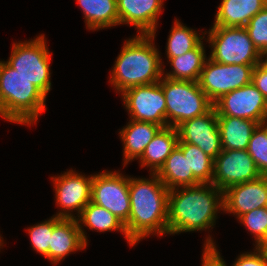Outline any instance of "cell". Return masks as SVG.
I'll return each instance as SVG.
<instances>
[{
    "instance_id": "1",
    "label": "cell",
    "mask_w": 267,
    "mask_h": 266,
    "mask_svg": "<svg viewBox=\"0 0 267 266\" xmlns=\"http://www.w3.org/2000/svg\"><path fill=\"white\" fill-rule=\"evenodd\" d=\"M169 190L167 234L213 228L217 212L223 211V191L213 184Z\"/></svg>"
},
{
    "instance_id": "2",
    "label": "cell",
    "mask_w": 267,
    "mask_h": 266,
    "mask_svg": "<svg viewBox=\"0 0 267 266\" xmlns=\"http://www.w3.org/2000/svg\"><path fill=\"white\" fill-rule=\"evenodd\" d=\"M150 174L152 179L129 177L131 210L125 228L135 244L150 234H167L169 189Z\"/></svg>"
},
{
    "instance_id": "3",
    "label": "cell",
    "mask_w": 267,
    "mask_h": 266,
    "mask_svg": "<svg viewBox=\"0 0 267 266\" xmlns=\"http://www.w3.org/2000/svg\"><path fill=\"white\" fill-rule=\"evenodd\" d=\"M154 39L151 34H137L123 44L109 80L116 91L123 93L129 88L161 80L164 67Z\"/></svg>"
},
{
    "instance_id": "4",
    "label": "cell",
    "mask_w": 267,
    "mask_h": 266,
    "mask_svg": "<svg viewBox=\"0 0 267 266\" xmlns=\"http://www.w3.org/2000/svg\"><path fill=\"white\" fill-rule=\"evenodd\" d=\"M46 95L6 62L0 61V116L30 125L45 111Z\"/></svg>"
},
{
    "instance_id": "5",
    "label": "cell",
    "mask_w": 267,
    "mask_h": 266,
    "mask_svg": "<svg viewBox=\"0 0 267 266\" xmlns=\"http://www.w3.org/2000/svg\"><path fill=\"white\" fill-rule=\"evenodd\" d=\"M161 87L166 99L167 126L176 128L182 122L201 116L213 107L198 82L172 80L162 76Z\"/></svg>"
},
{
    "instance_id": "6",
    "label": "cell",
    "mask_w": 267,
    "mask_h": 266,
    "mask_svg": "<svg viewBox=\"0 0 267 266\" xmlns=\"http://www.w3.org/2000/svg\"><path fill=\"white\" fill-rule=\"evenodd\" d=\"M205 33L212 49L209 58L214 62L257 65L264 60L245 27L212 26Z\"/></svg>"
},
{
    "instance_id": "7",
    "label": "cell",
    "mask_w": 267,
    "mask_h": 266,
    "mask_svg": "<svg viewBox=\"0 0 267 266\" xmlns=\"http://www.w3.org/2000/svg\"><path fill=\"white\" fill-rule=\"evenodd\" d=\"M46 42L44 34H41L31 41L13 43L6 63L47 96L51 89V53Z\"/></svg>"
},
{
    "instance_id": "8",
    "label": "cell",
    "mask_w": 267,
    "mask_h": 266,
    "mask_svg": "<svg viewBox=\"0 0 267 266\" xmlns=\"http://www.w3.org/2000/svg\"><path fill=\"white\" fill-rule=\"evenodd\" d=\"M254 67L255 65L222 64L207 58L198 83L214 103L224 94L252 83Z\"/></svg>"
},
{
    "instance_id": "9",
    "label": "cell",
    "mask_w": 267,
    "mask_h": 266,
    "mask_svg": "<svg viewBox=\"0 0 267 266\" xmlns=\"http://www.w3.org/2000/svg\"><path fill=\"white\" fill-rule=\"evenodd\" d=\"M91 202L104 207L126 224L131 210L129 177L118 171L93 175Z\"/></svg>"
},
{
    "instance_id": "10",
    "label": "cell",
    "mask_w": 267,
    "mask_h": 266,
    "mask_svg": "<svg viewBox=\"0 0 267 266\" xmlns=\"http://www.w3.org/2000/svg\"><path fill=\"white\" fill-rule=\"evenodd\" d=\"M121 97L130 118L167 127L166 99L159 82L125 90Z\"/></svg>"
},
{
    "instance_id": "11",
    "label": "cell",
    "mask_w": 267,
    "mask_h": 266,
    "mask_svg": "<svg viewBox=\"0 0 267 266\" xmlns=\"http://www.w3.org/2000/svg\"><path fill=\"white\" fill-rule=\"evenodd\" d=\"M217 116H232L267 123V99L252 84L224 94L213 103Z\"/></svg>"
},
{
    "instance_id": "12",
    "label": "cell",
    "mask_w": 267,
    "mask_h": 266,
    "mask_svg": "<svg viewBox=\"0 0 267 266\" xmlns=\"http://www.w3.org/2000/svg\"><path fill=\"white\" fill-rule=\"evenodd\" d=\"M261 176L247 150H222L214 159L212 184L224 191L226 188Z\"/></svg>"
},
{
    "instance_id": "13",
    "label": "cell",
    "mask_w": 267,
    "mask_h": 266,
    "mask_svg": "<svg viewBox=\"0 0 267 266\" xmlns=\"http://www.w3.org/2000/svg\"><path fill=\"white\" fill-rule=\"evenodd\" d=\"M75 172L69 170L57 177H51L55 187V202L62 210V212H58L54 216L76 218L71 212L76 210L80 215L84 207L91 201L93 175L86 177Z\"/></svg>"
},
{
    "instance_id": "14",
    "label": "cell",
    "mask_w": 267,
    "mask_h": 266,
    "mask_svg": "<svg viewBox=\"0 0 267 266\" xmlns=\"http://www.w3.org/2000/svg\"><path fill=\"white\" fill-rule=\"evenodd\" d=\"M178 143H189L215 159L221 152V138L215 108L207 113L186 120L177 127Z\"/></svg>"
},
{
    "instance_id": "15",
    "label": "cell",
    "mask_w": 267,
    "mask_h": 266,
    "mask_svg": "<svg viewBox=\"0 0 267 266\" xmlns=\"http://www.w3.org/2000/svg\"><path fill=\"white\" fill-rule=\"evenodd\" d=\"M267 205V176L239 183L223 191V211L233 213L237 219Z\"/></svg>"
},
{
    "instance_id": "16",
    "label": "cell",
    "mask_w": 267,
    "mask_h": 266,
    "mask_svg": "<svg viewBox=\"0 0 267 266\" xmlns=\"http://www.w3.org/2000/svg\"><path fill=\"white\" fill-rule=\"evenodd\" d=\"M87 236L79 226L76 218H60L54 216V228L49 246V261L53 264L61 262L71 252L85 249Z\"/></svg>"
},
{
    "instance_id": "17",
    "label": "cell",
    "mask_w": 267,
    "mask_h": 266,
    "mask_svg": "<svg viewBox=\"0 0 267 266\" xmlns=\"http://www.w3.org/2000/svg\"><path fill=\"white\" fill-rule=\"evenodd\" d=\"M162 5L163 0H117L119 25H133L137 34L155 36Z\"/></svg>"
},
{
    "instance_id": "18",
    "label": "cell",
    "mask_w": 267,
    "mask_h": 266,
    "mask_svg": "<svg viewBox=\"0 0 267 266\" xmlns=\"http://www.w3.org/2000/svg\"><path fill=\"white\" fill-rule=\"evenodd\" d=\"M128 124L119 131L123 141L124 166L128 162L139 159L145 151L147 145L152 141L162 126L136 120H129Z\"/></svg>"
},
{
    "instance_id": "19",
    "label": "cell",
    "mask_w": 267,
    "mask_h": 266,
    "mask_svg": "<svg viewBox=\"0 0 267 266\" xmlns=\"http://www.w3.org/2000/svg\"><path fill=\"white\" fill-rule=\"evenodd\" d=\"M266 6L267 0H222L213 26L245 27Z\"/></svg>"
},
{
    "instance_id": "20",
    "label": "cell",
    "mask_w": 267,
    "mask_h": 266,
    "mask_svg": "<svg viewBox=\"0 0 267 266\" xmlns=\"http://www.w3.org/2000/svg\"><path fill=\"white\" fill-rule=\"evenodd\" d=\"M222 150H247L258 122L232 116H217Z\"/></svg>"
},
{
    "instance_id": "21",
    "label": "cell",
    "mask_w": 267,
    "mask_h": 266,
    "mask_svg": "<svg viewBox=\"0 0 267 266\" xmlns=\"http://www.w3.org/2000/svg\"><path fill=\"white\" fill-rule=\"evenodd\" d=\"M178 141L176 128L162 127L139 158L141 167H150L151 173H157L171 152L177 147Z\"/></svg>"
},
{
    "instance_id": "22",
    "label": "cell",
    "mask_w": 267,
    "mask_h": 266,
    "mask_svg": "<svg viewBox=\"0 0 267 266\" xmlns=\"http://www.w3.org/2000/svg\"><path fill=\"white\" fill-rule=\"evenodd\" d=\"M156 174L169 190L201 184L194 177L192 171H189L187 156H184L178 146L171 152Z\"/></svg>"
},
{
    "instance_id": "23",
    "label": "cell",
    "mask_w": 267,
    "mask_h": 266,
    "mask_svg": "<svg viewBox=\"0 0 267 266\" xmlns=\"http://www.w3.org/2000/svg\"><path fill=\"white\" fill-rule=\"evenodd\" d=\"M82 8L85 23L90 30L119 25L117 0H76Z\"/></svg>"
},
{
    "instance_id": "24",
    "label": "cell",
    "mask_w": 267,
    "mask_h": 266,
    "mask_svg": "<svg viewBox=\"0 0 267 266\" xmlns=\"http://www.w3.org/2000/svg\"><path fill=\"white\" fill-rule=\"evenodd\" d=\"M76 219L79 226L83 223L85 227L87 226L90 230H97V232L118 230L124 234L125 239L128 241L127 243H129L130 246L136 245L128 237L125 224L122 221L104 207L91 201L84 207Z\"/></svg>"
},
{
    "instance_id": "25",
    "label": "cell",
    "mask_w": 267,
    "mask_h": 266,
    "mask_svg": "<svg viewBox=\"0 0 267 266\" xmlns=\"http://www.w3.org/2000/svg\"><path fill=\"white\" fill-rule=\"evenodd\" d=\"M206 59L203 41H201L194 49L182 56L170 58L168 61L173 71L163 77L172 80L198 82Z\"/></svg>"
},
{
    "instance_id": "26",
    "label": "cell",
    "mask_w": 267,
    "mask_h": 266,
    "mask_svg": "<svg viewBox=\"0 0 267 266\" xmlns=\"http://www.w3.org/2000/svg\"><path fill=\"white\" fill-rule=\"evenodd\" d=\"M171 29L166 47L168 60L182 56L194 49L204 39V36L202 37L196 30L193 31V29L184 26L178 19L175 20Z\"/></svg>"
},
{
    "instance_id": "27",
    "label": "cell",
    "mask_w": 267,
    "mask_h": 266,
    "mask_svg": "<svg viewBox=\"0 0 267 266\" xmlns=\"http://www.w3.org/2000/svg\"><path fill=\"white\" fill-rule=\"evenodd\" d=\"M177 146L187 156L189 171L201 184H212L214 159L200 148L189 143H178Z\"/></svg>"
},
{
    "instance_id": "28",
    "label": "cell",
    "mask_w": 267,
    "mask_h": 266,
    "mask_svg": "<svg viewBox=\"0 0 267 266\" xmlns=\"http://www.w3.org/2000/svg\"><path fill=\"white\" fill-rule=\"evenodd\" d=\"M248 153L262 176H267V123L259 124L249 140Z\"/></svg>"
},
{
    "instance_id": "29",
    "label": "cell",
    "mask_w": 267,
    "mask_h": 266,
    "mask_svg": "<svg viewBox=\"0 0 267 266\" xmlns=\"http://www.w3.org/2000/svg\"><path fill=\"white\" fill-rule=\"evenodd\" d=\"M54 228V216L49 220L27 228L30 242L35 251L41 253L49 260V246Z\"/></svg>"
},
{
    "instance_id": "30",
    "label": "cell",
    "mask_w": 267,
    "mask_h": 266,
    "mask_svg": "<svg viewBox=\"0 0 267 266\" xmlns=\"http://www.w3.org/2000/svg\"><path fill=\"white\" fill-rule=\"evenodd\" d=\"M245 28L257 50L264 56L267 53V6L253 16Z\"/></svg>"
},
{
    "instance_id": "31",
    "label": "cell",
    "mask_w": 267,
    "mask_h": 266,
    "mask_svg": "<svg viewBox=\"0 0 267 266\" xmlns=\"http://www.w3.org/2000/svg\"><path fill=\"white\" fill-rule=\"evenodd\" d=\"M239 221L253 234L255 247L267 238V213L265 208H257L240 216Z\"/></svg>"
},
{
    "instance_id": "32",
    "label": "cell",
    "mask_w": 267,
    "mask_h": 266,
    "mask_svg": "<svg viewBox=\"0 0 267 266\" xmlns=\"http://www.w3.org/2000/svg\"><path fill=\"white\" fill-rule=\"evenodd\" d=\"M202 253V266H226L224 259L221 257L213 239L209 236L204 244Z\"/></svg>"
},
{
    "instance_id": "33",
    "label": "cell",
    "mask_w": 267,
    "mask_h": 266,
    "mask_svg": "<svg viewBox=\"0 0 267 266\" xmlns=\"http://www.w3.org/2000/svg\"><path fill=\"white\" fill-rule=\"evenodd\" d=\"M233 266H267V257L256 247L254 252L240 254Z\"/></svg>"
},
{
    "instance_id": "34",
    "label": "cell",
    "mask_w": 267,
    "mask_h": 266,
    "mask_svg": "<svg viewBox=\"0 0 267 266\" xmlns=\"http://www.w3.org/2000/svg\"><path fill=\"white\" fill-rule=\"evenodd\" d=\"M252 84L267 99V64L263 60L253 69Z\"/></svg>"
},
{
    "instance_id": "35",
    "label": "cell",
    "mask_w": 267,
    "mask_h": 266,
    "mask_svg": "<svg viewBox=\"0 0 267 266\" xmlns=\"http://www.w3.org/2000/svg\"><path fill=\"white\" fill-rule=\"evenodd\" d=\"M263 253L264 255L267 257V238L260 244V246L258 247Z\"/></svg>"
},
{
    "instance_id": "36",
    "label": "cell",
    "mask_w": 267,
    "mask_h": 266,
    "mask_svg": "<svg viewBox=\"0 0 267 266\" xmlns=\"http://www.w3.org/2000/svg\"><path fill=\"white\" fill-rule=\"evenodd\" d=\"M2 237L0 236V248H1V246L3 245V240L1 239Z\"/></svg>"
},
{
    "instance_id": "37",
    "label": "cell",
    "mask_w": 267,
    "mask_h": 266,
    "mask_svg": "<svg viewBox=\"0 0 267 266\" xmlns=\"http://www.w3.org/2000/svg\"><path fill=\"white\" fill-rule=\"evenodd\" d=\"M266 56L264 62L267 64V53L264 55V57Z\"/></svg>"
}]
</instances>
